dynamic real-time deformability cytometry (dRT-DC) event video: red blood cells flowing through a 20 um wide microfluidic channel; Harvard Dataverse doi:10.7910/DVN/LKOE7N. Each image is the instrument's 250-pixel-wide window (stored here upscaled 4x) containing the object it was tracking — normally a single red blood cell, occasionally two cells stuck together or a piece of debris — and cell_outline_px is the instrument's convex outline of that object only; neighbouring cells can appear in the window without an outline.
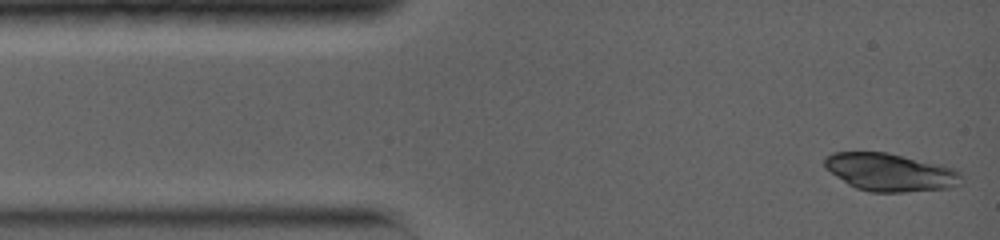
{"species": "common noctule bat (a hibernating species)", "species_latin": "Nyctalus noctula", "temperature_condition": "warm", "stored_images_in_passage": 9, "camera_frame_rate_fps": 5000, "um_per_image_px": 0.085, "animal": {"sex": "female", "body_mass_g": 19.0, "forearm_length_mm": 56.7}, "frame": {"image": 1, "passage_image": 1, "time_ms": 0.0, "image_size_px": [1000, 240], "cell_outline_px": [[960, 184], [948, 188], [904, 192], [872, 192], [856, 188], [848, 184], [824, 168], [824, 156], [832, 152], [884, 152], [944, 164], [956, 168], [960, 172]], "centroid_in_image_um": [75.66, 14.63], "position_along_channel_um": 9.3, "area_um2": 30.35}}